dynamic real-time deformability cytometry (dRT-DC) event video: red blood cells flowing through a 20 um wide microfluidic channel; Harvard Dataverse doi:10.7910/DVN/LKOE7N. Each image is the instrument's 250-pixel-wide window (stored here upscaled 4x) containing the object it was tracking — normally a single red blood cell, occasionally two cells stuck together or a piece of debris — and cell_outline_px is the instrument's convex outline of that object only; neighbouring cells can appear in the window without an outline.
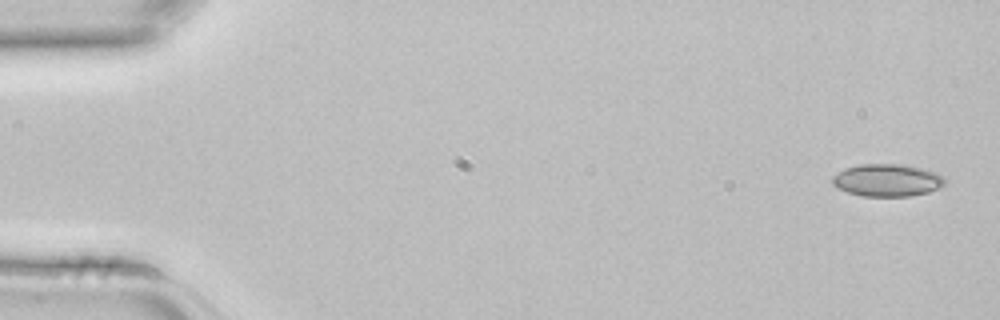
{"species": "common noctule bat (a hibernating species)", "species_latin": "Nyctalus noctula", "temperature_condition": "room temperature", "stored_images_in_passage": 4, "camera_frame_rate_fps": 3000, "um_per_image_px": 0.085, "animal": {"sex": "female", "body_mass_g": 22.7, "forearm_length_mm": 54.2}, "frame": {"image": 1, "passage_image": 1, "time_ms": 0.0, "image_size_px": [1000, 320], "cell_outline_px": [[944, 184], [940, 188], [928, 192], [912, 196], [864, 196], [848, 192], [836, 188], [832, 184], [832, 176], [844, 168], [860, 164], [896, 164], [920, 168], [936, 172], [944, 180]], "centroid_in_image_um": [75.36, 15.32], "position_along_channel_um": 9.6, "area_um2": 21.15}}
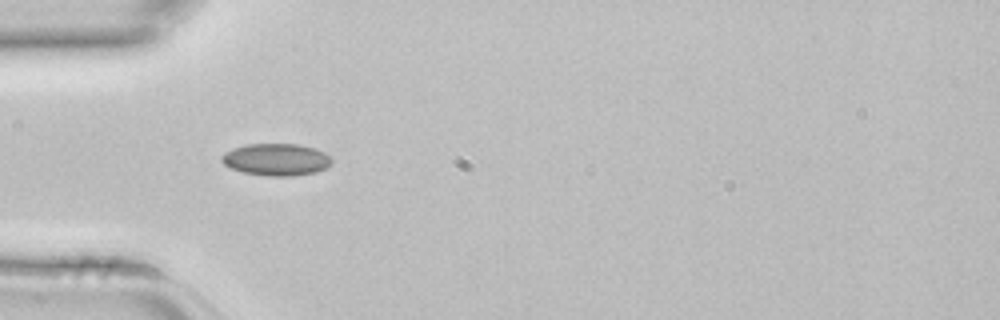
{"frame": {"image": 2, "passage_image": 4, "time_ms": 1.0, "image_size_px": [1000, 320], "cell_outline_px": [[332, 164], [328, 168], [316, 172], [292, 176], [268, 176], [244, 172], [232, 168], [224, 164], [220, 160], [220, 156], [224, 152], [232, 148], [248, 144], [300, 144], [316, 148], [324, 152], [332, 160]], "centroid_in_image_um": [23.5, 13.55], "position_along_channel_um": 61.5, "area_um2": 20.75}}